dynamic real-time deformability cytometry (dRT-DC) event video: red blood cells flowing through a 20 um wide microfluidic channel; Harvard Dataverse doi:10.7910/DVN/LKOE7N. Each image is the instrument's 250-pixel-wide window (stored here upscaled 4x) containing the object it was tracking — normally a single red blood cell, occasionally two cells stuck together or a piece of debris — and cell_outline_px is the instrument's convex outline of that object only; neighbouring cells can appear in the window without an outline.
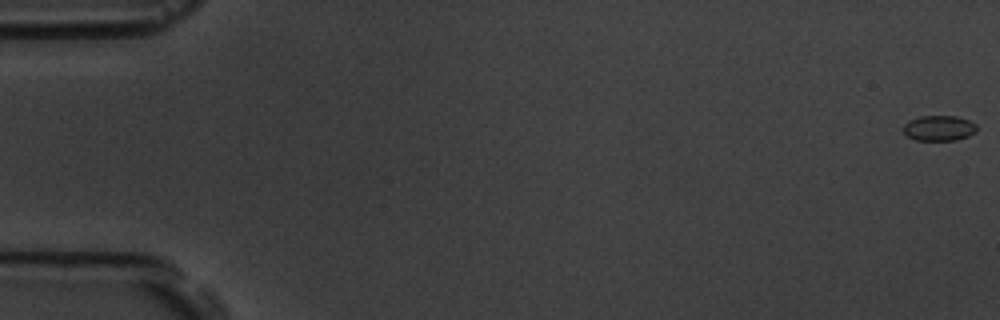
{"species": "common noctule bat (a hibernating species)", "species_latin": "Nyctalus noctula", "temperature_condition": "room temperature", "stored_images_in_passage": 4, "camera_frame_rate_fps": 3000, "um_per_image_px": 0.085, "animal": {"sex": "male", "body_mass_g": 19.5, "forearm_length_mm": 54.6}, "frame": {"image": 1, "passage_image": 1, "time_ms": 0.0, "image_size_px": [1000, 320], "cell_outline_px": [[976, 132], [968, 136], [956, 140], [916, 140], [908, 136], [904, 132], [904, 124], [908, 120], [920, 116], [956, 116], [968, 120], [976, 124]], "centroid_in_image_um": [79.82, 10.88], "position_along_channel_um": 5.2, "area_um2": 10.81}}